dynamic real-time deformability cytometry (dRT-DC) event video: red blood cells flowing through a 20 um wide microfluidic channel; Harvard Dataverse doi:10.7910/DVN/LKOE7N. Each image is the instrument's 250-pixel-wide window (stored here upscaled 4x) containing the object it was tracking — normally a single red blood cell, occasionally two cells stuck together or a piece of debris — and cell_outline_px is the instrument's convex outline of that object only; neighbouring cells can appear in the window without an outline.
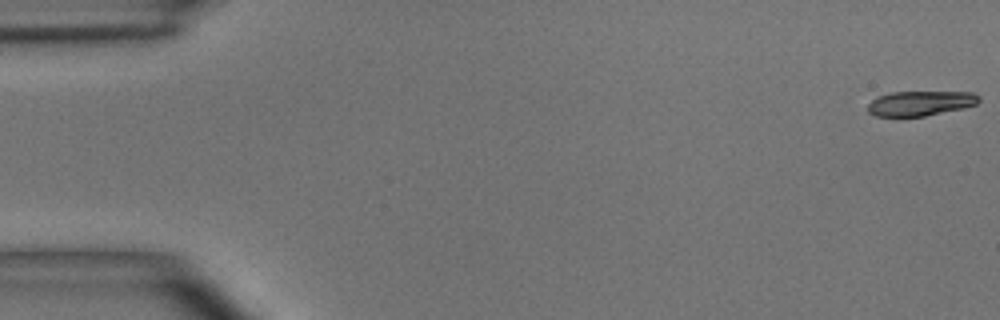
{"species": "common noctule bat (a hibernating species)", "species_latin": "Nyctalus noctula", "temperature_condition": "room temperature", "stored_images_in_passage": 7, "camera_frame_rate_fps": 3000, "um_per_image_px": 0.085, "animal": {"sex": "male", "body_mass_g": 15.6}, "frame": {"image": 1, "passage_image": 1, "time_ms": 0.0, "image_size_px": [1000, 320], "cell_outline_px": [[980, 100], [976, 104], [964, 108], [924, 116], [876, 116], [868, 112], [868, 104], [872, 100], [880, 96], [892, 92], [972, 92], [980, 96]], "centroid_in_image_um": [78.25, 8.78], "position_along_channel_um": 6.7, "area_um2": 15.95}}
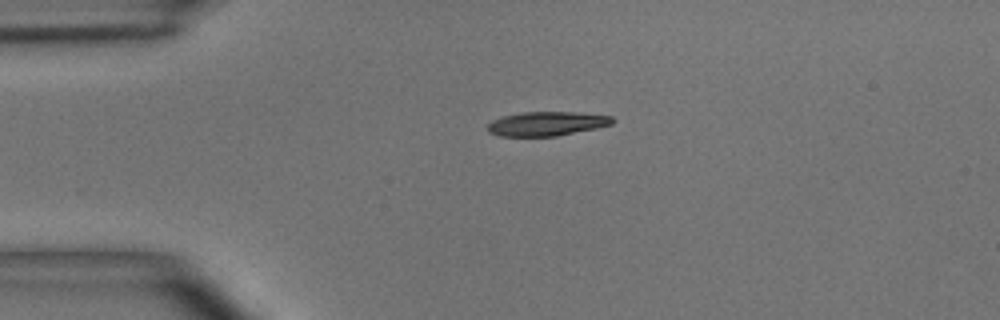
{"frame": {"image": 2, "passage_image": 4, "time_ms": 3.667, "image_size_px": [1000, 320], "cell_outline_px": [[616, 120], [612, 124], [596, 128], [556, 136], [500, 136], [488, 132], [488, 124], [492, 120], [500, 116], [520, 112], [576, 112], [612, 116]], "centroid_in_image_um": [46.46, 10.5], "position_along_channel_um": 38.5, "area_um2": 17.69}}
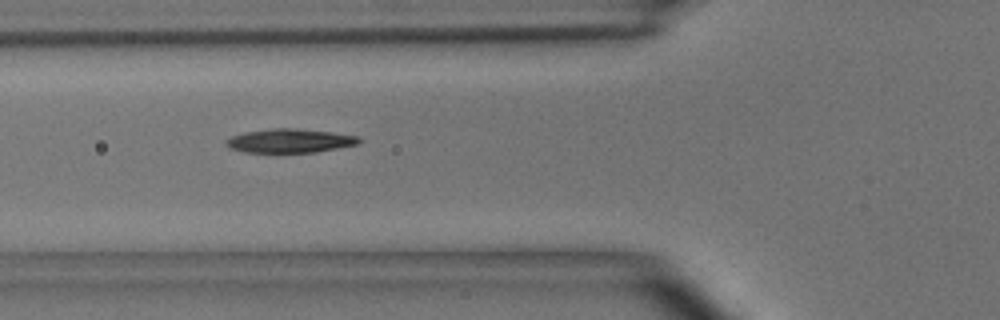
{"frame": {"image": 3, "passage_image": 6, "time_ms": 6.0, "image_size_px": [1000, 320], "cell_outline_px": [[364, 140], [360, 144], [316, 152], [244, 152], [228, 148], [224, 144], [224, 140], [232, 136], [244, 132], [272, 128], [292, 128], [328, 132], [360, 136]], "centroid_in_image_um": [24.63, 11.97], "position_along_channel_um": 101.2, "area_um2": 18.61}}